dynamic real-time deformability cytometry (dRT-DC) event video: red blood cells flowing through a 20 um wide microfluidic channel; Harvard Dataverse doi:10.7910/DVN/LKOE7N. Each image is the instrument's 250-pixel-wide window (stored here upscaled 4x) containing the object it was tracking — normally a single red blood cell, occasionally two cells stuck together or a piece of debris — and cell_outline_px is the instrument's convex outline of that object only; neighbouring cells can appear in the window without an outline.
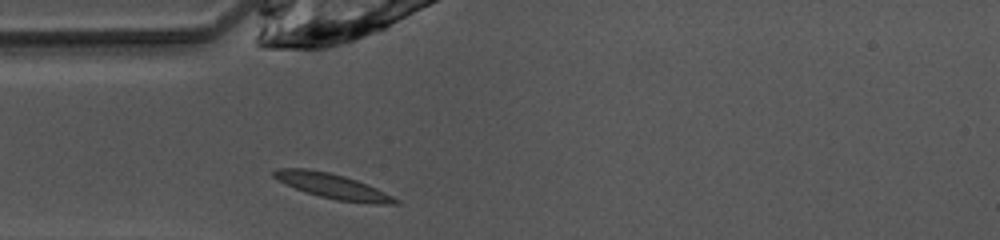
{"species": "common noctule bat (a hibernating species)", "species_latin": "Nyctalus noctula", "temperature_condition": "warm", "stored_images_in_passage": 36, "camera_frame_rate_fps": 3000, "um_per_image_px": 0.085, "animal": {"sex": "female", "body_mass_g": 10.0, "forearm_length_mm": 53.1}, "frame": {"image": 1, "passage_image": 1, "time_ms": 0.0, "image_size_px": [1000, 240], "cell_outline_px": [[400, 204], [376, 204], [336, 200], [320, 196], [296, 188], [272, 176], [272, 172], [276, 168], [308, 168], [328, 172], [344, 176], [368, 184], [400, 200]], "centroid_in_image_um": [28.31, 15.82], "position_along_channel_um": 56.7, "area_um2": 17.46}}
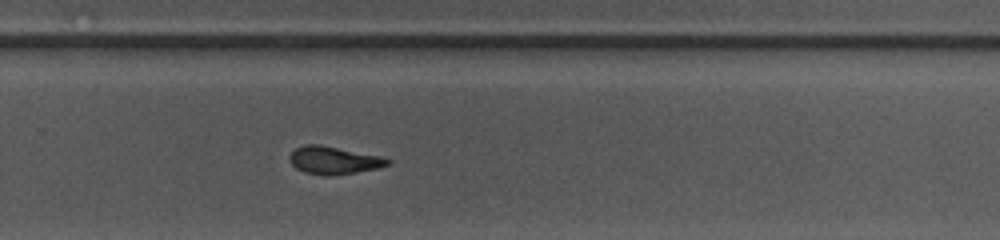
{"frame": {"image": 2, "passage_image": 19, "time_ms": 6.0, "image_size_px": [1000, 240], "cell_outline_px": [[392, 160], [388, 164], [376, 168], [356, 172], [328, 176], [324, 176], [304, 172], [296, 168], [292, 164], [288, 156], [296, 148], [304, 144], [316, 144], [380, 156]], "centroid_in_image_um": [28.33, 13.63], "position_along_channel_um": 301.5, "area_um2": 15.55}}
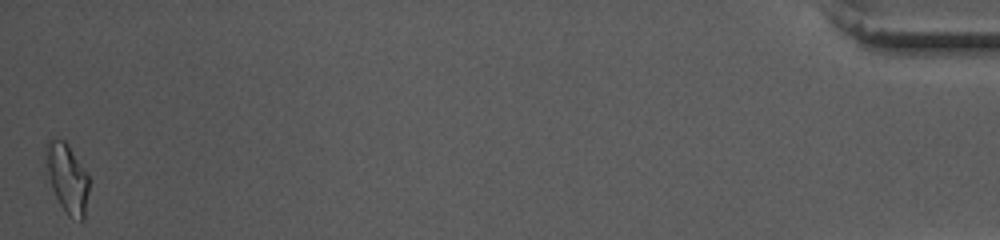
{"frame": {"image": 3, "passage_image": 36, "time_ms": 11.667, "image_size_px": [1000, 240], "cell_outline_px": [[88, 192], [84, 220], [80, 220], [68, 216], [64, 212], [52, 188], [48, 172], [44, 148], [48, 140], [64, 140], [68, 144], [88, 176]], "centroid_in_image_um": [5.71, 15.16], "position_along_channel_um": 429.5, "area_um2": 16.99}, "authors_computed_cell_mechanics": {"area_um2": 15.7794, "velocity_mm_per_s": 4.0868, "shape_relaxation_time_tau1_ms": 6.5522, "shape_relaxation_time_tau2_ms": 3.8766, "deformation_change_tau1": 0.242, "deformation_change_tau2": 0.1172}}